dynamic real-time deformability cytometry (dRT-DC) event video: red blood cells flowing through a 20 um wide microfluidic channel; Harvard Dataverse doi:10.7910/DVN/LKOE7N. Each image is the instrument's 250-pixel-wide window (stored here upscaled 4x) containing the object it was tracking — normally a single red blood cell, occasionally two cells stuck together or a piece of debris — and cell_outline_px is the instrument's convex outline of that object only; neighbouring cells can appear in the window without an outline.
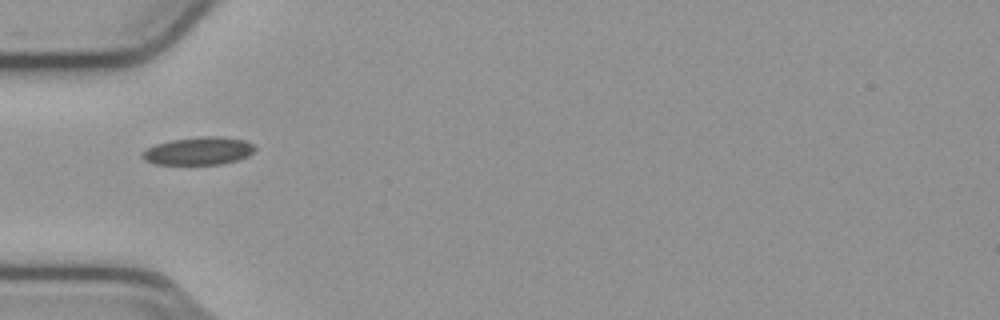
{"species": "common noctule bat (a hibernating species)", "species_latin": "Nyctalus noctula", "temperature_condition": "cold", "stored_images_in_passage": 9, "camera_frame_rate_fps": 3000, "um_per_image_px": 0.085, "animal": {"sex": "male", "body_mass_g": 23.1, "forearm_length_mm": 52.7}, "frame": {"image": 1, "passage_image": 1, "time_ms": 0.0, "image_size_px": [1000, 320], "cell_outline_px": [[256, 148], [248, 156], [236, 160], [220, 164], [156, 164], [144, 160], [140, 156], [140, 152], [156, 144], [172, 140], [200, 136], [220, 136], [244, 140], [252, 144]], "centroid_in_image_um": [16.85, 12.83], "position_along_channel_um": 68.1, "area_um2": 18.21}}
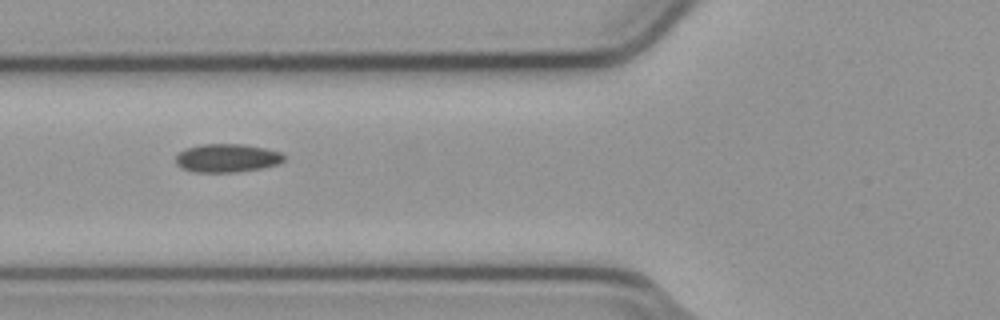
{"frame": {"image": 2, "passage_image": 4, "time_ms": 1.0, "image_size_px": [1000, 320], "cell_outline_px": [[284, 160], [276, 164], [260, 168], [236, 172], [192, 172], [180, 168], [176, 164], [176, 156], [184, 148], [200, 144], [244, 144], [264, 148], [280, 152], [284, 156]], "centroid_in_image_um": [19.23, 13.43], "position_along_channel_um": 106.6, "area_um2": 17.92}}